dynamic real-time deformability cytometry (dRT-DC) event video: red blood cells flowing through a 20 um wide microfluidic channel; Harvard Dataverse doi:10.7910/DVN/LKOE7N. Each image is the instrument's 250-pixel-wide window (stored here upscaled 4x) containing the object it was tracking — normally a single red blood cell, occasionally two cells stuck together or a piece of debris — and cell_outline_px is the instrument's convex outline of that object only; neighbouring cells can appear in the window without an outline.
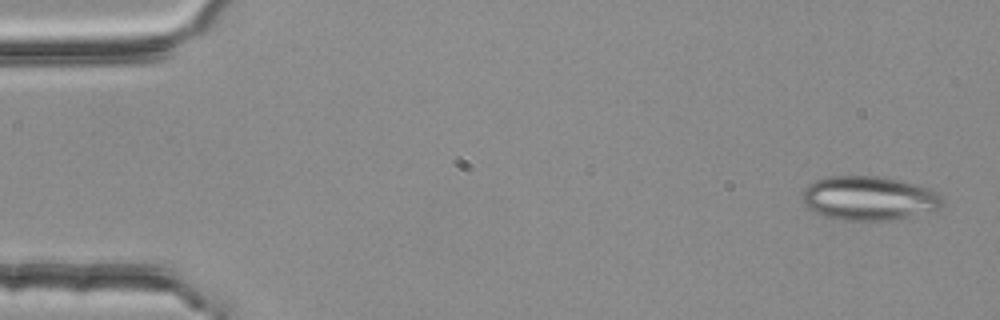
{"species": "common noctule bat (a hibernating species)", "species_latin": "Nyctalus noctula", "temperature_condition": "room temperature", "stored_images_in_passage": 4, "camera_frame_rate_fps": 3000, "um_per_image_px": 0.085, "animal": {"sex": "female", "body_mass_g": 25.1}, "frame": {"image": 1, "passage_image": 1, "time_ms": 0.0, "image_size_px": [1000, 320], "cell_outline_px": [[944, 204], [936, 212], [888, 220], [840, 220], [824, 216], [808, 208], [804, 204], [804, 188], [808, 184], [816, 180], [828, 176], [884, 176], [900, 180], [928, 188], [936, 192], [944, 200]], "centroid_in_image_um": [73.91, 16.85], "position_along_channel_um": 11.1, "area_um2": 36.24}}